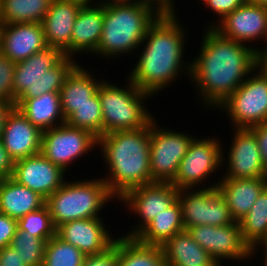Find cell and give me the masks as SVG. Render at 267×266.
<instances>
[{
  "label": "cell",
  "instance_id": "1",
  "mask_svg": "<svg viewBox=\"0 0 267 266\" xmlns=\"http://www.w3.org/2000/svg\"><path fill=\"white\" fill-rule=\"evenodd\" d=\"M200 53L191 63L190 82L205 107L218 108L256 68L254 47L229 39L207 27ZM211 106V107H210Z\"/></svg>",
  "mask_w": 267,
  "mask_h": 266
},
{
  "label": "cell",
  "instance_id": "2",
  "mask_svg": "<svg viewBox=\"0 0 267 266\" xmlns=\"http://www.w3.org/2000/svg\"><path fill=\"white\" fill-rule=\"evenodd\" d=\"M180 22L176 15H159L150 25L139 46L143 49L142 53H139V59L128 75V79L143 92L152 96L159 94L162 89L172 86L170 84L175 82L181 71L182 75L186 72L185 75L190 77L191 63L182 60L186 31Z\"/></svg>",
  "mask_w": 267,
  "mask_h": 266
},
{
  "label": "cell",
  "instance_id": "3",
  "mask_svg": "<svg viewBox=\"0 0 267 266\" xmlns=\"http://www.w3.org/2000/svg\"><path fill=\"white\" fill-rule=\"evenodd\" d=\"M98 147L109 172L103 181L116 200L133 188L154 183L150 172V124L104 134L98 137Z\"/></svg>",
  "mask_w": 267,
  "mask_h": 266
},
{
  "label": "cell",
  "instance_id": "4",
  "mask_svg": "<svg viewBox=\"0 0 267 266\" xmlns=\"http://www.w3.org/2000/svg\"><path fill=\"white\" fill-rule=\"evenodd\" d=\"M158 16L154 9L139 1L104 0L103 31L94 55L110 59L140 50L150 25Z\"/></svg>",
  "mask_w": 267,
  "mask_h": 266
},
{
  "label": "cell",
  "instance_id": "5",
  "mask_svg": "<svg viewBox=\"0 0 267 266\" xmlns=\"http://www.w3.org/2000/svg\"><path fill=\"white\" fill-rule=\"evenodd\" d=\"M58 49L47 47L16 63L13 103L17 99L36 98L44 93L60 92L66 77L79 64Z\"/></svg>",
  "mask_w": 267,
  "mask_h": 266
},
{
  "label": "cell",
  "instance_id": "6",
  "mask_svg": "<svg viewBox=\"0 0 267 266\" xmlns=\"http://www.w3.org/2000/svg\"><path fill=\"white\" fill-rule=\"evenodd\" d=\"M86 180V181H85ZM66 181L46 200L55 228L66 222L101 218L105 204L114 200L103 178Z\"/></svg>",
  "mask_w": 267,
  "mask_h": 266
},
{
  "label": "cell",
  "instance_id": "7",
  "mask_svg": "<svg viewBox=\"0 0 267 266\" xmlns=\"http://www.w3.org/2000/svg\"><path fill=\"white\" fill-rule=\"evenodd\" d=\"M109 81L104 79L98 87L103 115V135L147 127L154 120V115L150 110L147 111L144 103L153 96L140 90L128 78L125 88Z\"/></svg>",
  "mask_w": 267,
  "mask_h": 266
},
{
  "label": "cell",
  "instance_id": "8",
  "mask_svg": "<svg viewBox=\"0 0 267 266\" xmlns=\"http://www.w3.org/2000/svg\"><path fill=\"white\" fill-rule=\"evenodd\" d=\"M218 107L229 116L233 128H251L267 122V74L255 68Z\"/></svg>",
  "mask_w": 267,
  "mask_h": 266
},
{
  "label": "cell",
  "instance_id": "9",
  "mask_svg": "<svg viewBox=\"0 0 267 266\" xmlns=\"http://www.w3.org/2000/svg\"><path fill=\"white\" fill-rule=\"evenodd\" d=\"M217 185L215 182L200 189H179L178 200L185 230L200 225L228 226L235 222Z\"/></svg>",
  "mask_w": 267,
  "mask_h": 266
},
{
  "label": "cell",
  "instance_id": "10",
  "mask_svg": "<svg viewBox=\"0 0 267 266\" xmlns=\"http://www.w3.org/2000/svg\"><path fill=\"white\" fill-rule=\"evenodd\" d=\"M154 119L150 123V172L153 182L171 183L179 164L195 137L158 127Z\"/></svg>",
  "mask_w": 267,
  "mask_h": 266
},
{
  "label": "cell",
  "instance_id": "11",
  "mask_svg": "<svg viewBox=\"0 0 267 266\" xmlns=\"http://www.w3.org/2000/svg\"><path fill=\"white\" fill-rule=\"evenodd\" d=\"M221 145V142L215 138L194 137L171 183L178 190L196 189L200 184L202 186L210 175L215 174V171L225 164Z\"/></svg>",
  "mask_w": 267,
  "mask_h": 266
},
{
  "label": "cell",
  "instance_id": "12",
  "mask_svg": "<svg viewBox=\"0 0 267 266\" xmlns=\"http://www.w3.org/2000/svg\"><path fill=\"white\" fill-rule=\"evenodd\" d=\"M92 132L64 123L42 131L41 154L67 172L68 165L98 147Z\"/></svg>",
  "mask_w": 267,
  "mask_h": 266
},
{
  "label": "cell",
  "instance_id": "13",
  "mask_svg": "<svg viewBox=\"0 0 267 266\" xmlns=\"http://www.w3.org/2000/svg\"><path fill=\"white\" fill-rule=\"evenodd\" d=\"M179 190L172 183L154 182L129 190L118 201L125 203L132 213L137 214L136 227L124 237L135 238L154 218L169 208L178 199ZM141 220V221H140Z\"/></svg>",
  "mask_w": 267,
  "mask_h": 266
},
{
  "label": "cell",
  "instance_id": "14",
  "mask_svg": "<svg viewBox=\"0 0 267 266\" xmlns=\"http://www.w3.org/2000/svg\"><path fill=\"white\" fill-rule=\"evenodd\" d=\"M188 232L210 256L222 265L223 260L245 261L250 259V247L243 241L240 223L228 226L200 225L190 227Z\"/></svg>",
  "mask_w": 267,
  "mask_h": 266
},
{
  "label": "cell",
  "instance_id": "15",
  "mask_svg": "<svg viewBox=\"0 0 267 266\" xmlns=\"http://www.w3.org/2000/svg\"><path fill=\"white\" fill-rule=\"evenodd\" d=\"M230 146L226 154L228 170L220 179L267 178L256 135L251 128H233Z\"/></svg>",
  "mask_w": 267,
  "mask_h": 266
},
{
  "label": "cell",
  "instance_id": "16",
  "mask_svg": "<svg viewBox=\"0 0 267 266\" xmlns=\"http://www.w3.org/2000/svg\"><path fill=\"white\" fill-rule=\"evenodd\" d=\"M66 172L41 153L14 161L11 178L45 200L65 182Z\"/></svg>",
  "mask_w": 267,
  "mask_h": 266
},
{
  "label": "cell",
  "instance_id": "17",
  "mask_svg": "<svg viewBox=\"0 0 267 266\" xmlns=\"http://www.w3.org/2000/svg\"><path fill=\"white\" fill-rule=\"evenodd\" d=\"M209 27H213L224 37L245 45L256 42L267 32V8L247 0L217 24L213 22Z\"/></svg>",
  "mask_w": 267,
  "mask_h": 266
},
{
  "label": "cell",
  "instance_id": "18",
  "mask_svg": "<svg viewBox=\"0 0 267 266\" xmlns=\"http://www.w3.org/2000/svg\"><path fill=\"white\" fill-rule=\"evenodd\" d=\"M47 47L41 23L0 24V53L14 63Z\"/></svg>",
  "mask_w": 267,
  "mask_h": 266
},
{
  "label": "cell",
  "instance_id": "19",
  "mask_svg": "<svg viewBox=\"0 0 267 266\" xmlns=\"http://www.w3.org/2000/svg\"><path fill=\"white\" fill-rule=\"evenodd\" d=\"M79 0H53L41 22L48 47L71 57V35L77 15L84 5Z\"/></svg>",
  "mask_w": 267,
  "mask_h": 266
},
{
  "label": "cell",
  "instance_id": "20",
  "mask_svg": "<svg viewBox=\"0 0 267 266\" xmlns=\"http://www.w3.org/2000/svg\"><path fill=\"white\" fill-rule=\"evenodd\" d=\"M101 218L80 219L59 225L56 236L72 244L86 256L104 252L115 243Z\"/></svg>",
  "mask_w": 267,
  "mask_h": 266
},
{
  "label": "cell",
  "instance_id": "21",
  "mask_svg": "<svg viewBox=\"0 0 267 266\" xmlns=\"http://www.w3.org/2000/svg\"><path fill=\"white\" fill-rule=\"evenodd\" d=\"M41 139L42 131L14 107L7 116L0 138L9 156L17 161L40 154Z\"/></svg>",
  "mask_w": 267,
  "mask_h": 266
},
{
  "label": "cell",
  "instance_id": "22",
  "mask_svg": "<svg viewBox=\"0 0 267 266\" xmlns=\"http://www.w3.org/2000/svg\"><path fill=\"white\" fill-rule=\"evenodd\" d=\"M104 23V1L85 3L75 20L71 35V57L80 53H95ZM74 55V56H73Z\"/></svg>",
  "mask_w": 267,
  "mask_h": 266
},
{
  "label": "cell",
  "instance_id": "23",
  "mask_svg": "<svg viewBox=\"0 0 267 266\" xmlns=\"http://www.w3.org/2000/svg\"><path fill=\"white\" fill-rule=\"evenodd\" d=\"M218 179L217 189L224 197L232 218L239 222L267 187V178Z\"/></svg>",
  "mask_w": 267,
  "mask_h": 266
},
{
  "label": "cell",
  "instance_id": "24",
  "mask_svg": "<svg viewBox=\"0 0 267 266\" xmlns=\"http://www.w3.org/2000/svg\"><path fill=\"white\" fill-rule=\"evenodd\" d=\"M161 249L166 266H219L191 236L188 230L176 233Z\"/></svg>",
  "mask_w": 267,
  "mask_h": 266
},
{
  "label": "cell",
  "instance_id": "25",
  "mask_svg": "<svg viewBox=\"0 0 267 266\" xmlns=\"http://www.w3.org/2000/svg\"><path fill=\"white\" fill-rule=\"evenodd\" d=\"M15 107L41 131L65 123L59 92L44 93L36 98L17 99Z\"/></svg>",
  "mask_w": 267,
  "mask_h": 266
},
{
  "label": "cell",
  "instance_id": "26",
  "mask_svg": "<svg viewBox=\"0 0 267 266\" xmlns=\"http://www.w3.org/2000/svg\"><path fill=\"white\" fill-rule=\"evenodd\" d=\"M89 70L79 64L70 72L60 90L61 108L65 120L76 110V107L89 102L103 81L95 79Z\"/></svg>",
  "mask_w": 267,
  "mask_h": 266
},
{
  "label": "cell",
  "instance_id": "27",
  "mask_svg": "<svg viewBox=\"0 0 267 266\" xmlns=\"http://www.w3.org/2000/svg\"><path fill=\"white\" fill-rule=\"evenodd\" d=\"M44 205L42 196L11 177L0 180V213L18 220Z\"/></svg>",
  "mask_w": 267,
  "mask_h": 266
},
{
  "label": "cell",
  "instance_id": "28",
  "mask_svg": "<svg viewBox=\"0 0 267 266\" xmlns=\"http://www.w3.org/2000/svg\"><path fill=\"white\" fill-rule=\"evenodd\" d=\"M185 230L182 222V208L177 199L164 212L157 215L135 238L142 244L162 246L176 233Z\"/></svg>",
  "mask_w": 267,
  "mask_h": 266
},
{
  "label": "cell",
  "instance_id": "29",
  "mask_svg": "<svg viewBox=\"0 0 267 266\" xmlns=\"http://www.w3.org/2000/svg\"><path fill=\"white\" fill-rule=\"evenodd\" d=\"M118 266H166L161 246L145 245L136 238H118Z\"/></svg>",
  "mask_w": 267,
  "mask_h": 266
},
{
  "label": "cell",
  "instance_id": "30",
  "mask_svg": "<svg viewBox=\"0 0 267 266\" xmlns=\"http://www.w3.org/2000/svg\"><path fill=\"white\" fill-rule=\"evenodd\" d=\"M53 0H0V24L41 23Z\"/></svg>",
  "mask_w": 267,
  "mask_h": 266
},
{
  "label": "cell",
  "instance_id": "31",
  "mask_svg": "<svg viewBox=\"0 0 267 266\" xmlns=\"http://www.w3.org/2000/svg\"><path fill=\"white\" fill-rule=\"evenodd\" d=\"M239 223L243 241L250 248L267 240V187Z\"/></svg>",
  "mask_w": 267,
  "mask_h": 266
},
{
  "label": "cell",
  "instance_id": "32",
  "mask_svg": "<svg viewBox=\"0 0 267 266\" xmlns=\"http://www.w3.org/2000/svg\"><path fill=\"white\" fill-rule=\"evenodd\" d=\"M71 127L82 128L92 132L96 137L103 135V115L98 90L89 98V102L76 107V110L65 120Z\"/></svg>",
  "mask_w": 267,
  "mask_h": 266
},
{
  "label": "cell",
  "instance_id": "33",
  "mask_svg": "<svg viewBox=\"0 0 267 266\" xmlns=\"http://www.w3.org/2000/svg\"><path fill=\"white\" fill-rule=\"evenodd\" d=\"M85 254L56 235L47 241L43 266H82Z\"/></svg>",
  "mask_w": 267,
  "mask_h": 266
},
{
  "label": "cell",
  "instance_id": "34",
  "mask_svg": "<svg viewBox=\"0 0 267 266\" xmlns=\"http://www.w3.org/2000/svg\"><path fill=\"white\" fill-rule=\"evenodd\" d=\"M47 241L31 235L27 231H16L10 246L18 251L26 266H43Z\"/></svg>",
  "mask_w": 267,
  "mask_h": 266
},
{
  "label": "cell",
  "instance_id": "35",
  "mask_svg": "<svg viewBox=\"0 0 267 266\" xmlns=\"http://www.w3.org/2000/svg\"><path fill=\"white\" fill-rule=\"evenodd\" d=\"M17 227L19 231H27L45 241L56 235V228L46 205L18 219Z\"/></svg>",
  "mask_w": 267,
  "mask_h": 266
},
{
  "label": "cell",
  "instance_id": "36",
  "mask_svg": "<svg viewBox=\"0 0 267 266\" xmlns=\"http://www.w3.org/2000/svg\"><path fill=\"white\" fill-rule=\"evenodd\" d=\"M16 63L0 53V100L13 102V80Z\"/></svg>",
  "mask_w": 267,
  "mask_h": 266
},
{
  "label": "cell",
  "instance_id": "37",
  "mask_svg": "<svg viewBox=\"0 0 267 266\" xmlns=\"http://www.w3.org/2000/svg\"><path fill=\"white\" fill-rule=\"evenodd\" d=\"M82 266H118V238L104 252L85 256Z\"/></svg>",
  "mask_w": 267,
  "mask_h": 266
},
{
  "label": "cell",
  "instance_id": "38",
  "mask_svg": "<svg viewBox=\"0 0 267 266\" xmlns=\"http://www.w3.org/2000/svg\"><path fill=\"white\" fill-rule=\"evenodd\" d=\"M247 0H207L203 4L213 13L218 14L219 18L216 23L221 21L226 15L243 5ZM220 19V20H219Z\"/></svg>",
  "mask_w": 267,
  "mask_h": 266
},
{
  "label": "cell",
  "instance_id": "39",
  "mask_svg": "<svg viewBox=\"0 0 267 266\" xmlns=\"http://www.w3.org/2000/svg\"><path fill=\"white\" fill-rule=\"evenodd\" d=\"M17 230V220L0 213V250L11 244Z\"/></svg>",
  "mask_w": 267,
  "mask_h": 266
},
{
  "label": "cell",
  "instance_id": "40",
  "mask_svg": "<svg viewBox=\"0 0 267 266\" xmlns=\"http://www.w3.org/2000/svg\"><path fill=\"white\" fill-rule=\"evenodd\" d=\"M150 6L159 15H176L174 0H135Z\"/></svg>",
  "mask_w": 267,
  "mask_h": 266
},
{
  "label": "cell",
  "instance_id": "41",
  "mask_svg": "<svg viewBox=\"0 0 267 266\" xmlns=\"http://www.w3.org/2000/svg\"><path fill=\"white\" fill-rule=\"evenodd\" d=\"M256 135L261 157L264 163V168L267 173V122L251 127Z\"/></svg>",
  "mask_w": 267,
  "mask_h": 266
},
{
  "label": "cell",
  "instance_id": "42",
  "mask_svg": "<svg viewBox=\"0 0 267 266\" xmlns=\"http://www.w3.org/2000/svg\"><path fill=\"white\" fill-rule=\"evenodd\" d=\"M0 266H26L16 251L10 245L0 250Z\"/></svg>",
  "mask_w": 267,
  "mask_h": 266
},
{
  "label": "cell",
  "instance_id": "43",
  "mask_svg": "<svg viewBox=\"0 0 267 266\" xmlns=\"http://www.w3.org/2000/svg\"><path fill=\"white\" fill-rule=\"evenodd\" d=\"M14 160L9 156L0 140V180L12 176Z\"/></svg>",
  "mask_w": 267,
  "mask_h": 266
},
{
  "label": "cell",
  "instance_id": "44",
  "mask_svg": "<svg viewBox=\"0 0 267 266\" xmlns=\"http://www.w3.org/2000/svg\"><path fill=\"white\" fill-rule=\"evenodd\" d=\"M262 39L266 42V45H264L266 48L263 47V49L254 48V62L256 68L262 69L267 64V32L264 34Z\"/></svg>",
  "mask_w": 267,
  "mask_h": 266
},
{
  "label": "cell",
  "instance_id": "45",
  "mask_svg": "<svg viewBox=\"0 0 267 266\" xmlns=\"http://www.w3.org/2000/svg\"><path fill=\"white\" fill-rule=\"evenodd\" d=\"M14 107H15V103L0 100V138L3 134V129L5 126L7 116Z\"/></svg>",
  "mask_w": 267,
  "mask_h": 266
},
{
  "label": "cell",
  "instance_id": "46",
  "mask_svg": "<svg viewBox=\"0 0 267 266\" xmlns=\"http://www.w3.org/2000/svg\"><path fill=\"white\" fill-rule=\"evenodd\" d=\"M261 246V247H260ZM263 246V247H262ZM257 247H260L261 249H264L263 252H264V265L263 266H267V245L265 243H259L257 245H254L253 247L250 248V257H255V256H252V255H256V252L255 250H257L258 248Z\"/></svg>",
  "mask_w": 267,
  "mask_h": 266
},
{
  "label": "cell",
  "instance_id": "47",
  "mask_svg": "<svg viewBox=\"0 0 267 266\" xmlns=\"http://www.w3.org/2000/svg\"><path fill=\"white\" fill-rule=\"evenodd\" d=\"M252 4L259 5L267 8V0H248Z\"/></svg>",
  "mask_w": 267,
  "mask_h": 266
},
{
  "label": "cell",
  "instance_id": "48",
  "mask_svg": "<svg viewBox=\"0 0 267 266\" xmlns=\"http://www.w3.org/2000/svg\"><path fill=\"white\" fill-rule=\"evenodd\" d=\"M81 2H84V3H92V1L98 3L96 0H79Z\"/></svg>",
  "mask_w": 267,
  "mask_h": 266
},
{
  "label": "cell",
  "instance_id": "49",
  "mask_svg": "<svg viewBox=\"0 0 267 266\" xmlns=\"http://www.w3.org/2000/svg\"><path fill=\"white\" fill-rule=\"evenodd\" d=\"M262 70L267 74V64L262 68Z\"/></svg>",
  "mask_w": 267,
  "mask_h": 266
}]
</instances>
